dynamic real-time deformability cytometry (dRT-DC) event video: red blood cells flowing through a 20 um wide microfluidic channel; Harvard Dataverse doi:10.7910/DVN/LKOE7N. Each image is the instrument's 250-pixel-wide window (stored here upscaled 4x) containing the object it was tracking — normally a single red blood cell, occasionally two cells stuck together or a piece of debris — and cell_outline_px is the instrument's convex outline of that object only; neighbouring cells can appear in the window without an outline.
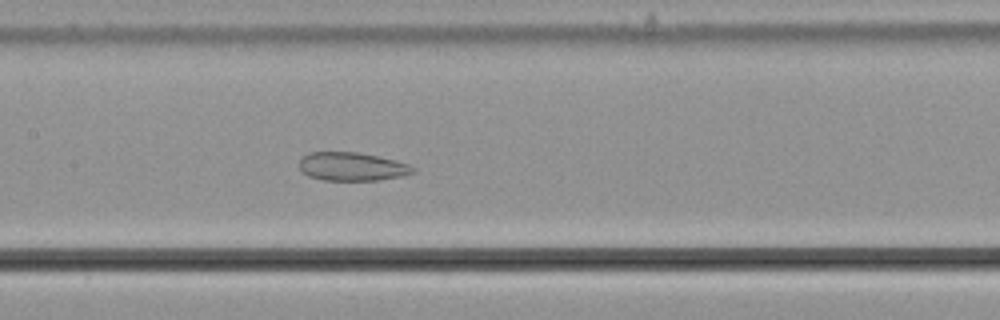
{"species": "common noctule bat (a hibernating species)", "species_latin": "Nyctalus noctula", "temperature_condition": "cold", "stored_images_in_passage": 57, "camera_frame_rate_fps": 3000, "um_per_image_px": 0.085, "animal": {"sex": "male", "body_mass_g": 21.5, "forearm_length_mm": 52.0}, "frame": {"image": 1, "passage_image": 28, "time_ms": 9.0, "image_size_px": [1000, 320], "cell_outline_px": [[416, 172], [404, 176], [380, 180], [324, 180], [308, 176], [300, 168], [300, 160], [308, 152], [356, 152], [396, 160], [408, 164], [416, 168]], "centroid_in_image_um": [29.97, 14.16], "position_along_channel_um": 177.4, "area_um2": 18.84}}
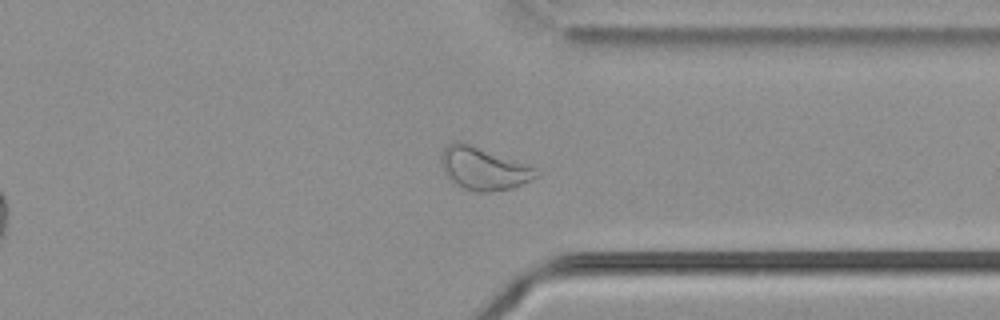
{"frame": {"image": 2, "passage_image": 44, "time_ms": 14.333, "image_size_px": [1000, 320], "cell_outline_px": [[540, 176], [532, 180], [512, 188], [488, 192], [472, 192], [456, 184], [444, 172], [440, 160], [440, 156], [444, 148], [452, 140], [460, 140], [536, 168]], "centroid_in_image_um": [41.08, 14.32], "position_along_channel_um": 370.3, "area_um2": 23.64}}
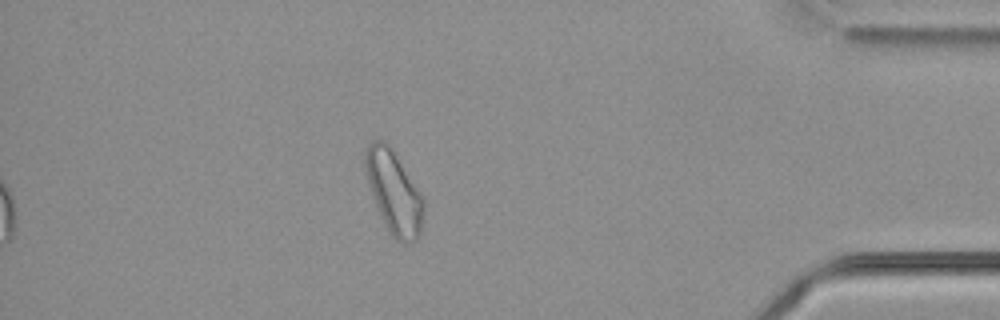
{"frame": {"image": 3, "passage_image": 50, "time_ms": 16.333, "image_size_px": [1000, 320], "cell_outline_px": [[424, 212], [420, 236], [416, 240], [396, 240], [392, 236], [376, 204], [368, 184], [364, 164], [364, 152], [368, 144], [372, 140], [384, 140], [392, 148], [420, 192], [424, 200]], "centroid_in_image_um": [33.48, 16.28], "position_along_channel_um": 401.7, "area_um2": 27.69}, "authors_computed_cell_mechanics": {"area_um2": 27.2816, "velocity_mm_per_s": 3.6241, "shape_relaxation_time_tau1_ms": null, "shape_relaxation_time_tau2_ms": 5.9364, "deformation_change_tau1": null, "deformation_change_tau2": 0.0909}}